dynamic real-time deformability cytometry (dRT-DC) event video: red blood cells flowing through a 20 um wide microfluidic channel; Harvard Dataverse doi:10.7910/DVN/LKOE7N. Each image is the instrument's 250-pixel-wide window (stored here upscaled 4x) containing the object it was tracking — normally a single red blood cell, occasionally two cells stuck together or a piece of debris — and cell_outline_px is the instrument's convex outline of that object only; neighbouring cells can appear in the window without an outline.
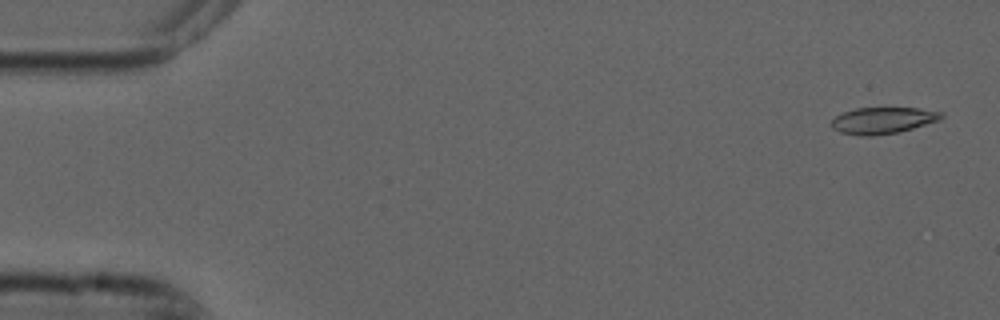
{"species": "common noctule bat (a hibernating species)", "species_latin": "Nyctalus noctula", "temperature_condition": "cold", "stored_images_in_passage": 7, "camera_frame_rate_fps": 3000, "um_per_image_px": 0.085, "animal": {"sex": "male", "forearm_length_mm": 52.5}, "frame": {"image": 1, "passage_image": 2, "time_ms": 0.333, "image_size_px": [1000, 320], "cell_outline_px": [[944, 116], [940, 120], [912, 128], [896, 132], [872, 136], [860, 136], [840, 132], [832, 128], [828, 124], [836, 116], [844, 112], [856, 108], [920, 108], [944, 112]], "centroid_in_image_um": [75.03, 10.23], "position_along_channel_um": 10.0, "area_um2": 16.99}}